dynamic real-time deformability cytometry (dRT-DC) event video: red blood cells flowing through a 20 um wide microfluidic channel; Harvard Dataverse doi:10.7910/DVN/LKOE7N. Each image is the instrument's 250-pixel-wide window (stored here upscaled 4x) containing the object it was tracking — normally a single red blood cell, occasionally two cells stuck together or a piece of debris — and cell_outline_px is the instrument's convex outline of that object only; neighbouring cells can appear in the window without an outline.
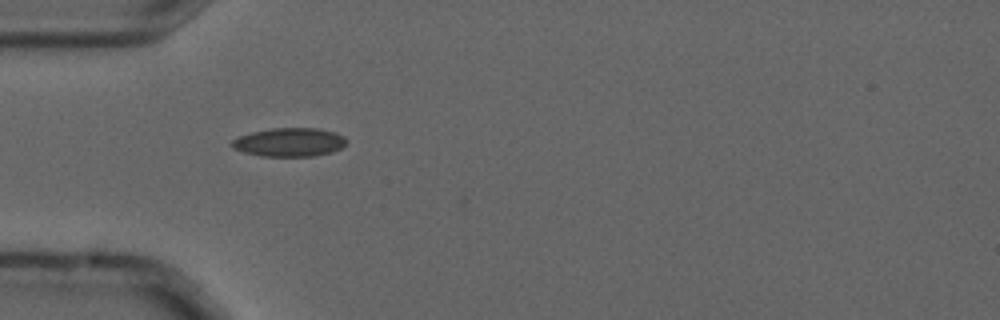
{"species": "common noctule bat (a hibernating species)", "species_latin": "Nyctalus noctula", "temperature_condition": "cold", "stored_images_in_passage": 2, "camera_frame_rate_fps": 3000, "um_per_image_px": 0.085, "animal": {"sex": "male", "forearm_length_mm": 52.5}, "frame": {"image": 1, "passage_image": 1, "time_ms": 0.0, "image_size_px": [1000, 320], "cell_outline_px": [[348, 140], [340, 148], [332, 152], [312, 156], [260, 156], [244, 152], [232, 148], [232, 140], [240, 136], [252, 132], [272, 128], [316, 128], [336, 132], [344, 136]], "centroid_in_image_um": [24.61, 12.08], "position_along_channel_um": 60.4, "area_um2": 19.07}}
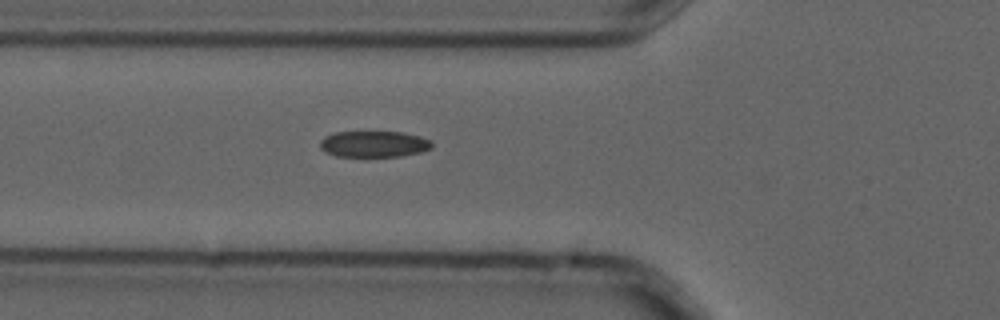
{"frame": {"image": 2, "passage_image": 2, "time_ms": 0.333, "image_size_px": [1000, 320], "cell_outline_px": [[432, 148], [420, 152], [400, 156], [336, 156], [324, 152], [320, 148], [320, 140], [324, 136], [336, 132], [404, 132], [420, 136], [432, 140]], "centroid_in_image_um": [31.78, 12.24], "position_along_channel_um": 94.0, "area_um2": 17.17}}